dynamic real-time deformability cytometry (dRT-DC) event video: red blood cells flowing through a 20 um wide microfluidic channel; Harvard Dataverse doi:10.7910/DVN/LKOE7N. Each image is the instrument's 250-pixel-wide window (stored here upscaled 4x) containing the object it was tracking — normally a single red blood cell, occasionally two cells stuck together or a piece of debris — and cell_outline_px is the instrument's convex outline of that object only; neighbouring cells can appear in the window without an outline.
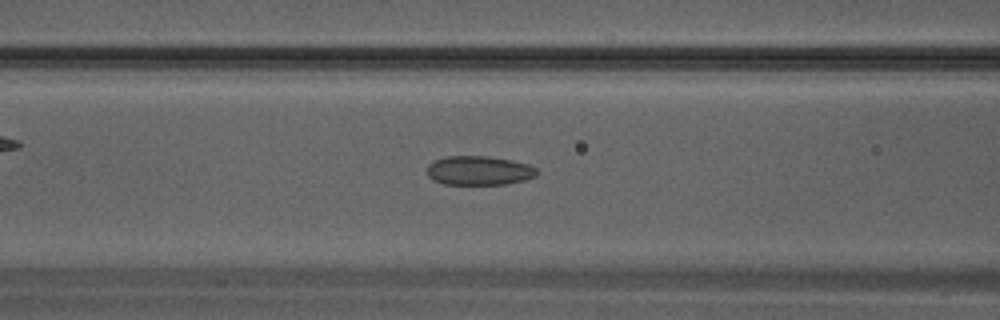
{"species": "Egyptian fruit bat (a non-hibernating species)", "species_latin": "Rousettus aegyptiacus", "temperature_condition": "warm", "stored_images_in_passage": 32, "camera_frame_rate_fps": 3000, "um_per_image_px": 0.085, "animal": {"sex": "male"}, "frame": {"image": 1, "passage_image": 13, "time_ms": 4.0, "image_size_px": [1000, 320], "cell_outline_px": [[536, 176], [524, 180], [504, 184], [444, 184], [432, 180], [428, 176], [428, 164], [436, 160], [448, 156], [488, 156], [512, 160], [528, 164], [536, 168]], "centroid_in_image_um": [40.71, 14.49], "position_along_channel_um": 125.9, "area_um2": 18.55}}
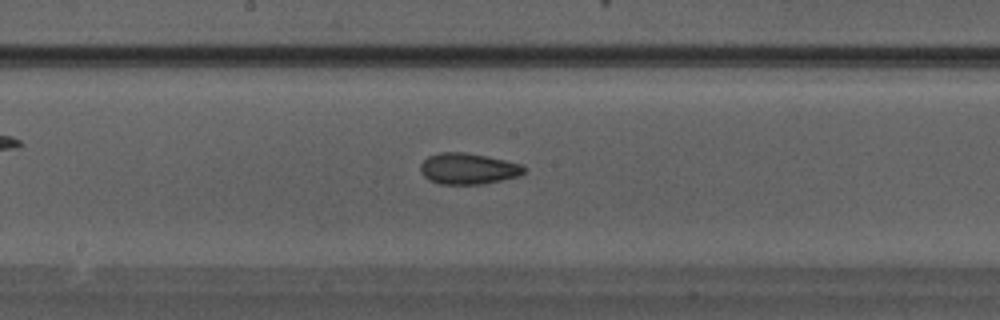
{"frame": {"image": 2, "passage_image": 17, "time_ms": 5.333, "image_size_px": [1000, 320], "cell_outline_px": [[524, 172], [520, 176], [480, 184], [440, 184], [428, 180], [420, 172], [420, 164], [428, 156], [440, 152], [464, 152], [504, 160], [520, 164], [524, 168]], "centroid_in_image_um": [39.73, 14.34], "position_along_channel_um": 208.5, "area_um2": 18.61}}
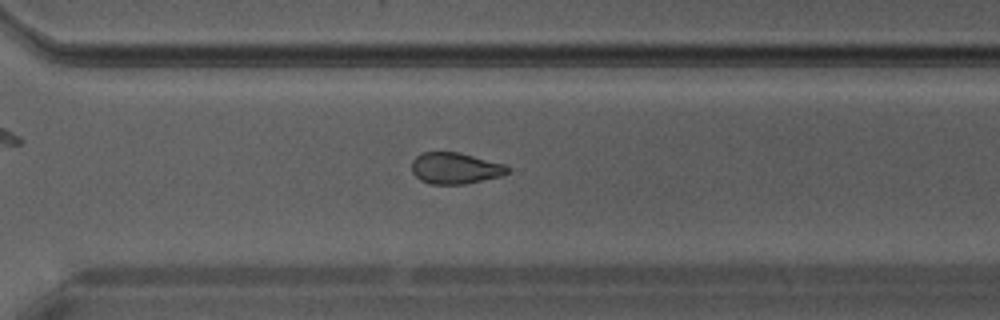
{"frame": {"image": 3, "passage_image": 23, "time_ms": 7.333, "image_size_px": [1000, 320], "cell_outline_px": [[512, 172], [500, 176], [464, 184], [428, 184], [420, 180], [412, 172], [412, 160], [420, 152], [460, 152], [504, 164], [512, 168]], "centroid_in_image_um": [38.7, 14.29], "position_along_channel_um": 331.9, "area_um2": 17.69}}